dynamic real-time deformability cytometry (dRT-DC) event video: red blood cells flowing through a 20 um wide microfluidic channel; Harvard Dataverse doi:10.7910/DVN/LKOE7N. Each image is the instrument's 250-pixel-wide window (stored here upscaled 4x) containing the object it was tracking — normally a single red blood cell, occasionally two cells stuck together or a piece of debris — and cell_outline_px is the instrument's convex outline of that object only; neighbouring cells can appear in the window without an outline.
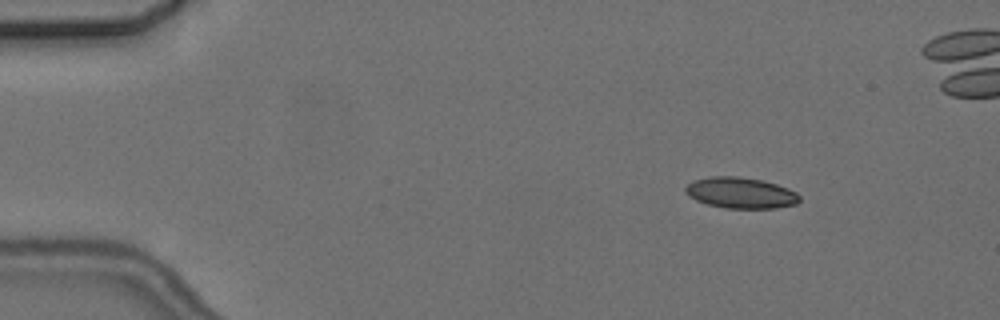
{"species": "common noctule bat (a hibernating species)", "species_latin": "Nyctalus noctula", "temperature_condition": "cold", "stored_images_in_passage": 6, "camera_frame_rate_fps": 3000, "um_per_image_px": 0.085, "animal": {"sex": "female", "body_mass_g": 24.6, "forearm_length_mm": 56.2}, "frame": {"image": 1, "passage_image": 2, "time_ms": 1.0, "image_size_px": [1000, 320], "cell_outline_px": [[800, 200], [796, 204], [776, 208], [724, 208], [708, 204], [696, 200], [688, 196], [684, 192], [684, 188], [692, 180], [712, 176], [736, 176], [760, 180], [776, 184], [788, 188], [796, 192], [800, 196]], "centroid_in_image_um": [62.93, 16.39], "position_along_channel_um": 22.1, "area_um2": 20.63}}
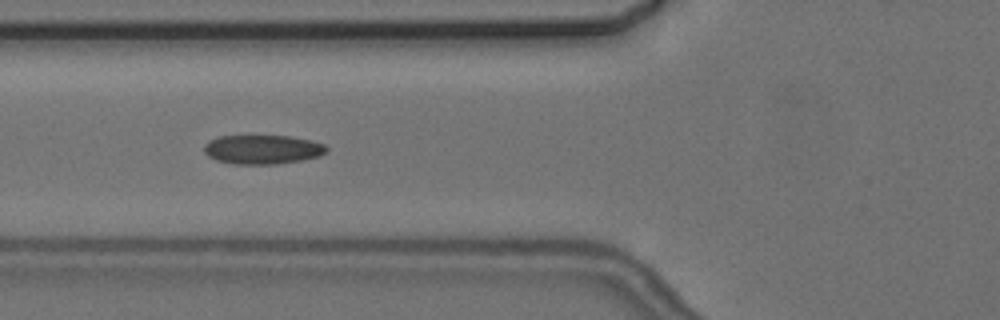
{"frame": {"image": 2, "passage_image": 6, "time_ms": 5.667, "image_size_px": [1000, 320], "cell_outline_px": [[328, 152], [320, 156], [300, 160], [276, 164], [232, 164], [216, 160], [208, 156], [204, 152], [204, 144], [208, 140], [220, 136], [288, 136], [312, 140], [324, 144], [328, 148]], "centroid_in_image_um": [22.31, 12.7], "position_along_channel_um": 103.5, "area_um2": 20.92}}